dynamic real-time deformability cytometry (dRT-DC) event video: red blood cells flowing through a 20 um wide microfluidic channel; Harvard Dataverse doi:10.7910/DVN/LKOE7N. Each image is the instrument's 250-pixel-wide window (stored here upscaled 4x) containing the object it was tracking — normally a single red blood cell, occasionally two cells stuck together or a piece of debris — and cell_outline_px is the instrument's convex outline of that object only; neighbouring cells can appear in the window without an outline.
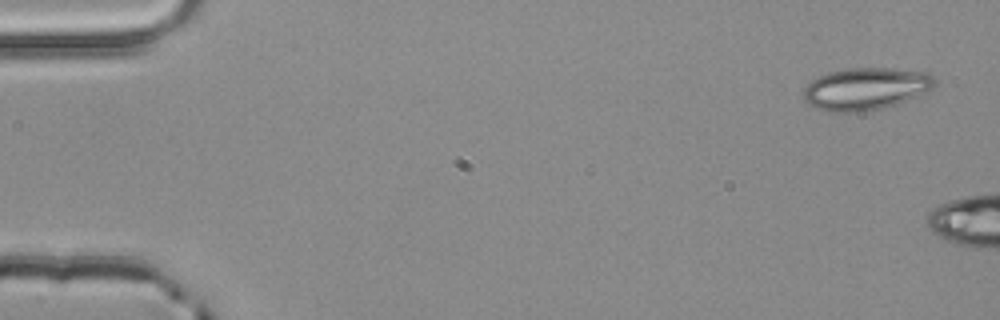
{"species": "common noctule bat (a hibernating species)", "species_latin": "Nyctalus noctula", "temperature_condition": "room temperature", "stored_images_in_passage": 3, "camera_frame_rate_fps": 3000, "um_per_image_px": 0.085, "animal": {"sex": "male", "body_mass_g": 20.4}, "frame": {"image": 1, "passage_image": 1, "time_ms": 0.0, "image_size_px": [1000, 320], "cell_outline_px": [[936, 84], [932, 88], [916, 96], [896, 104], [884, 108], [868, 112], [832, 112], [808, 104], [804, 100], [804, 88], [812, 80], [828, 72], [848, 68], [888, 68], [928, 72], [936, 80]], "centroid_in_image_um": [73.59, 7.55], "position_along_channel_um": 11.4, "area_um2": 32.25}}